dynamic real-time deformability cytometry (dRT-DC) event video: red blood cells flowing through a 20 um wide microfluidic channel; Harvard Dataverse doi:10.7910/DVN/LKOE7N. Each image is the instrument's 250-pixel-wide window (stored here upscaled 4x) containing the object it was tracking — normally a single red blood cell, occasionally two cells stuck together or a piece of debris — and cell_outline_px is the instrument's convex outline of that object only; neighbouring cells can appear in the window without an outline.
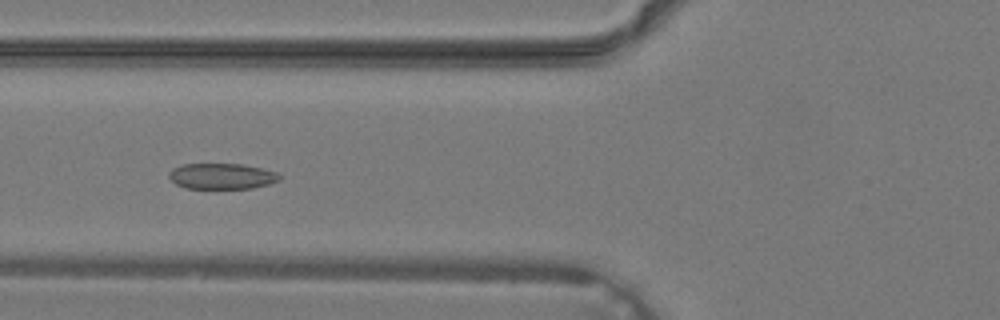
{"species": "common noctule bat (a hibernating species)", "species_latin": "Nyctalus noctula", "temperature_condition": "warm", "stored_images_in_passage": 38, "camera_frame_rate_fps": 3000, "um_per_image_px": 0.085, "animal": {"sex": "male", "body_mass_g": 19.2, "forearm_length_mm": 51.8}, "frame": {"image": 1, "passage_image": 15, "time_ms": 4.667, "image_size_px": [1000, 320], "cell_outline_px": [[280, 180], [268, 184], [252, 188], [184, 188], [176, 184], [168, 176], [168, 172], [172, 168], [180, 164], [244, 164], [276, 172], [280, 176]], "centroid_in_image_um": [18.81, 14.97], "position_along_channel_um": 107.0, "area_um2": 16.59}}
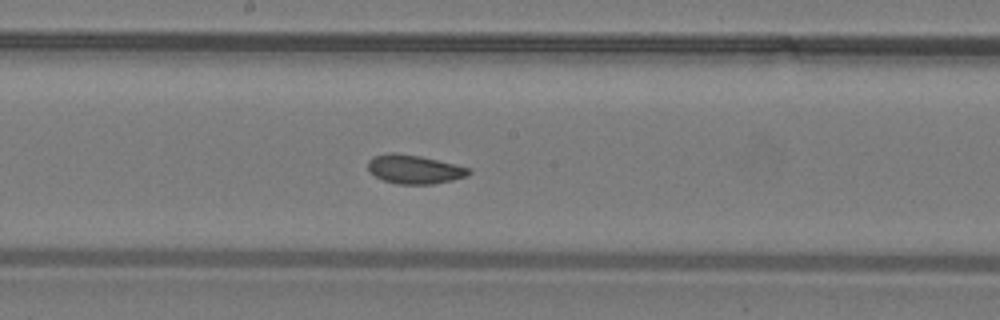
{"frame": {"image": 2, "passage_image": 21, "time_ms": 6.667, "image_size_px": [1000, 320], "cell_outline_px": [[472, 172], [468, 176], [452, 180], [432, 184], [396, 184], [384, 180], [376, 176], [368, 168], [368, 160], [372, 156], [388, 152], [396, 152], [420, 156], [468, 168]], "centroid_in_image_um": [35.19, 14.38], "position_along_channel_um": 213.0, "area_um2": 16.82}}
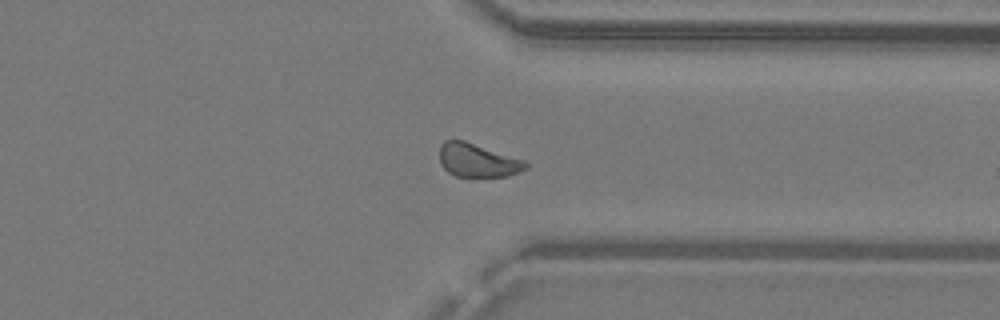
{"frame": {"image": 3, "passage_image": 30, "time_ms": 9.667, "image_size_px": [1000, 320], "cell_outline_px": [[528, 168], [520, 172], [508, 176], [456, 176], [448, 172], [440, 164], [440, 144], [444, 140], [464, 140], [524, 160], [528, 164]], "centroid_in_image_um": [40.59, 13.62], "position_along_channel_um": 370.8, "area_um2": 16.76}}